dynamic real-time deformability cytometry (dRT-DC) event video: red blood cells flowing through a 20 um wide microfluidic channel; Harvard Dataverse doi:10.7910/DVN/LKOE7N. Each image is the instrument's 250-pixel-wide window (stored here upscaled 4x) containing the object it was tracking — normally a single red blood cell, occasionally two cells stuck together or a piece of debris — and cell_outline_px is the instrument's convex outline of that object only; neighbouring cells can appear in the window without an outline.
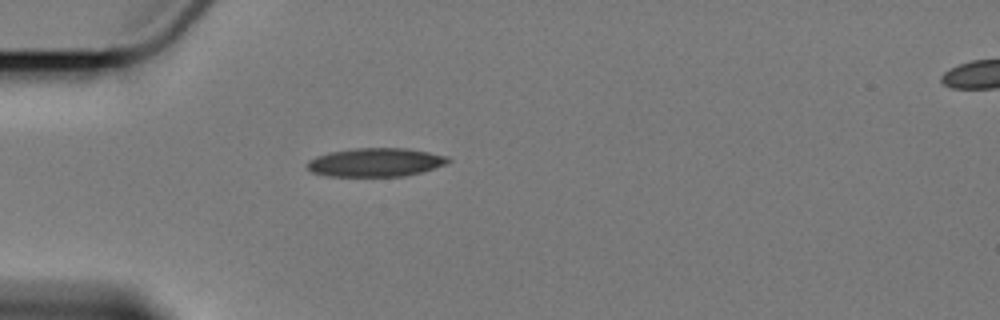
{"species": "Egyptian fruit bat (a non-hibernating species)", "species_latin": "Rousettus aegyptiacus", "temperature_condition": "cold", "stored_images_in_passage": 5, "camera_frame_rate_fps": 3000, "um_per_image_px": 0.085, "animal": {"sex": "female"}, "frame": {"image": 1, "passage_image": 5, "time_ms": 5.0, "image_size_px": [1000, 320], "cell_outline_px": [[452, 160], [444, 164], [420, 172], [404, 176], [324, 176], [312, 172], [308, 168], [308, 160], [316, 156], [332, 152], [356, 148], [404, 148], [428, 152], [448, 156]], "centroid_in_image_um": [31.91, 13.8], "position_along_channel_um": 53.1, "area_um2": 23.24}}